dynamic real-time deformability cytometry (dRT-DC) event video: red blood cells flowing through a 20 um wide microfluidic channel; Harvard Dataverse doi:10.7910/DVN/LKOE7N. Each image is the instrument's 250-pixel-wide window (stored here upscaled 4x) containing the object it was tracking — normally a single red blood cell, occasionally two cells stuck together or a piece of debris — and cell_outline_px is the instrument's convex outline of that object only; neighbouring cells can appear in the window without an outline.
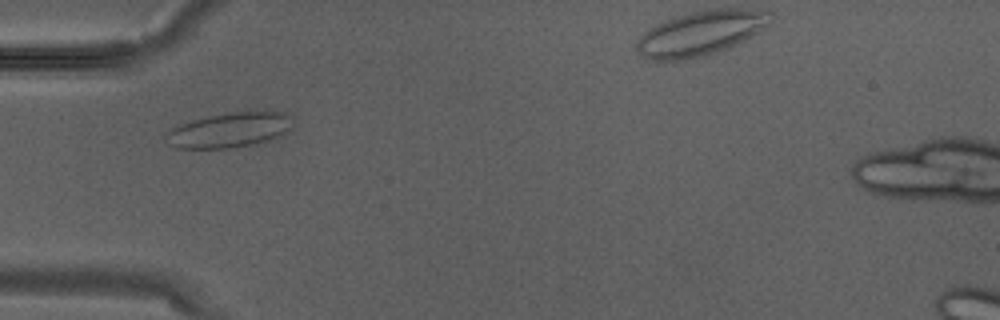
{"species": "Egyptian fruit bat (a non-hibernating species)", "species_latin": "Rousettus aegyptiacus", "temperature_condition": "warm", "stored_images_in_passage": 3, "camera_frame_rate_fps": 3000, "um_per_image_px": 0.085, "animal": {"sex": "male"}, "frame": {"image": 1, "passage_image": 2, "time_ms": 0.333, "image_size_px": [1000, 320], "cell_outline_px": [[288, 128], [284, 132], [272, 140], [252, 144], [228, 148], [176, 148], [168, 144], [164, 136], [172, 128], [180, 124], [192, 120], [232, 112], [284, 112], [288, 116]], "centroid_in_image_um": [19.41, 11.07], "position_along_channel_um": 65.6, "area_um2": 25.09}}